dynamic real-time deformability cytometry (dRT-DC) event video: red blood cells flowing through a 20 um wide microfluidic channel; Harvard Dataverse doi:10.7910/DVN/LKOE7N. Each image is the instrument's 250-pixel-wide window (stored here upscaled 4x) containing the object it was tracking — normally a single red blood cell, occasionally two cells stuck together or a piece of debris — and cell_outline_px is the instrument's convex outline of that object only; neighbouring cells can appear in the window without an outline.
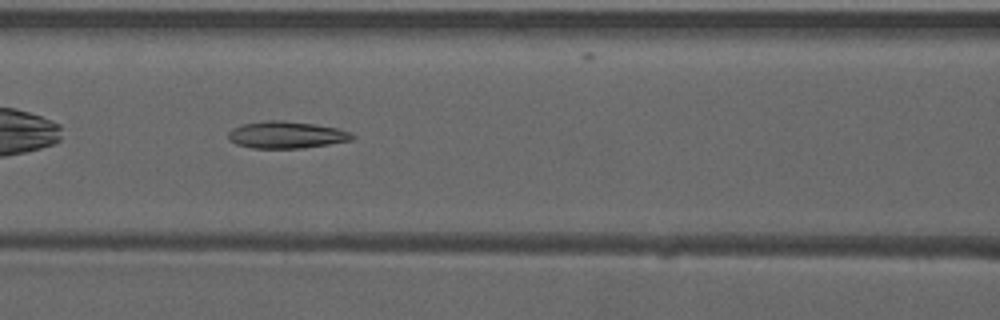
{"species": "common noctule bat (a hibernating species)", "species_latin": "Nyctalus noctula", "temperature_condition": "warm", "stored_images_in_passage": 8, "camera_frame_rate_fps": 3000, "um_per_image_px": 0.085, "animal": {"sex": "male", "forearm_length_mm": 52.5}, "frame": {"image": 1, "passage_image": 6, "time_ms": 1.667, "image_size_px": [1000, 320], "cell_outline_px": [[356, 136], [352, 140], [304, 148], [252, 148], [236, 144], [228, 140], [228, 132], [232, 128], [240, 124], [264, 120], [280, 120], [312, 124], [336, 128], [352, 132]], "centroid_in_image_um": [24.31, 11.46], "position_along_channel_um": 142.3, "area_um2": 19.59}}
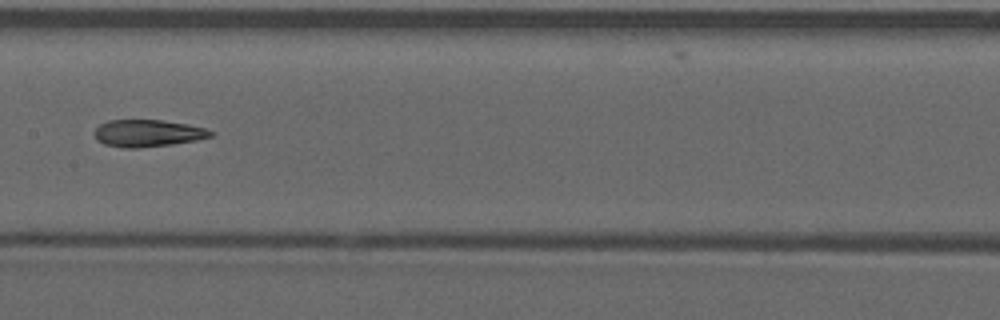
{"frame": {"image": 2, "passage_image": 7, "time_ms": 2.0, "image_size_px": [1000, 320], "cell_outline_px": [[216, 132], [212, 136], [196, 140], [172, 144], [136, 148], [124, 148], [104, 144], [96, 140], [96, 128], [100, 124], [108, 120], [160, 120], [188, 124], [204, 128]], "centroid_in_image_um": [12.57, 11.32], "position_along_channel_um": 194.8, "area_um2": 18.26}}
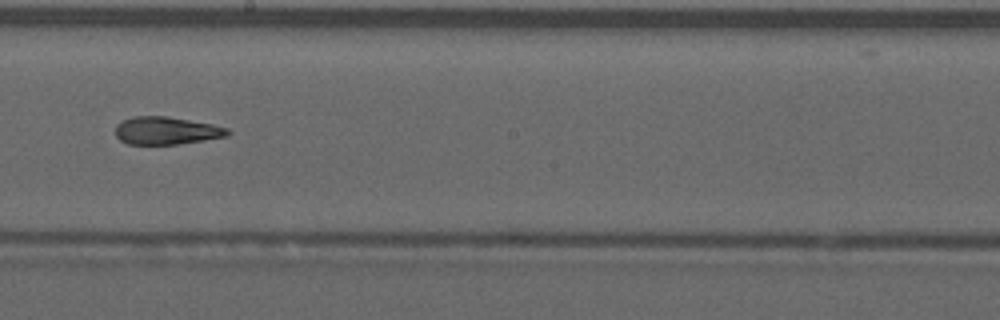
{"frame": {"image": 3, "passage_image": 8, "time_ms": 2.333, "image_size_px": [1000, 320], "cell_outline_px": [[232, 132], [228, 136], [204, 140], [176, 144], [128, 144], [120, 140], [116, 136], [116, 124], [120, 120], [136, 116], [164, 116], [212, 124], [228, 128]], "centroid_in_image_um": [14.13, 11.1], "position_along_channel_um": 234.1, "area_um2": 18.09}}